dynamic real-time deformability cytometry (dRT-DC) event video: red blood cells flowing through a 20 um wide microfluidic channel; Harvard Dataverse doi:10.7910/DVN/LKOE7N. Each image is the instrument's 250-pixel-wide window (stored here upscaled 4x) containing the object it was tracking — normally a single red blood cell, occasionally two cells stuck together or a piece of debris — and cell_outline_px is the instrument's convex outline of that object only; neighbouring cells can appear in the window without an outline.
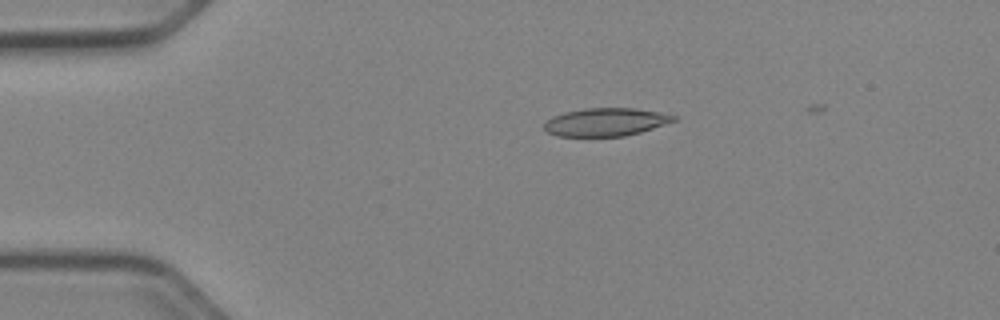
{"species": "Egyptian fruit bat (a non-hibernating species)", "species_latin": "Rousettus aegyptiacus", "temperature_condition": "cold", "stored_images_in_passage": 34, "camera_frame_rate_fps": 3000, "um_per_image_px": 0.085, "animal": {"sex": "female"}, "frame": {"image": 1, "passage_image": 2, "time_ms": 0.333, "image_size_px": [1000, 320], "cell_outline_px": [[676, 120], [640, 132], [624, 136], [556, 136], [548, 132], [544, 128], [544, 124], [552, 116], [564, 112], [584, 108], [632, 108], [660, 112], [676, 116]], "centroid_in_image_um": [51.46, 10.37], "position_along_channel_um": 33.5, "area_um2": 20.98}}
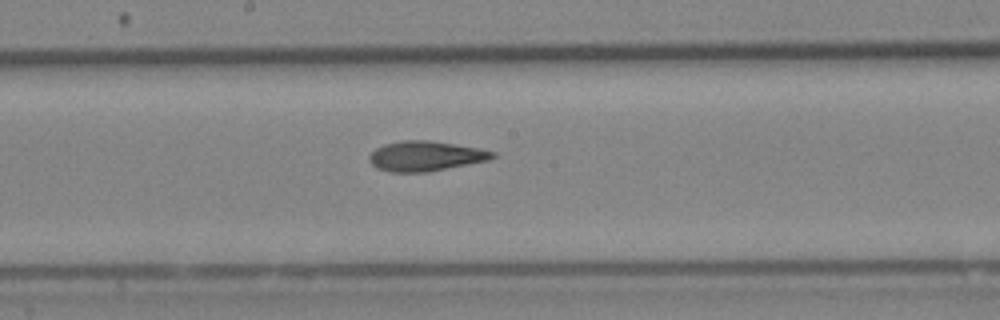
{"frame": {"image": 2, "passage_image": 19, "time_ms": 6.0, "image_size_px": [1000, 320], "cell_outline_px": [[496, 156], [488, 160], [424, 172], [392, 172], [376, 168], [368, 160], [368, 156], [376, 148], [384, 144], [404, 140], [428, 140], [476, 148], [496, 152]], "centroid_in_image_um": [36.11, 13.26], "position_along_channel_um": 212.1, "area_um2": 21.15}}
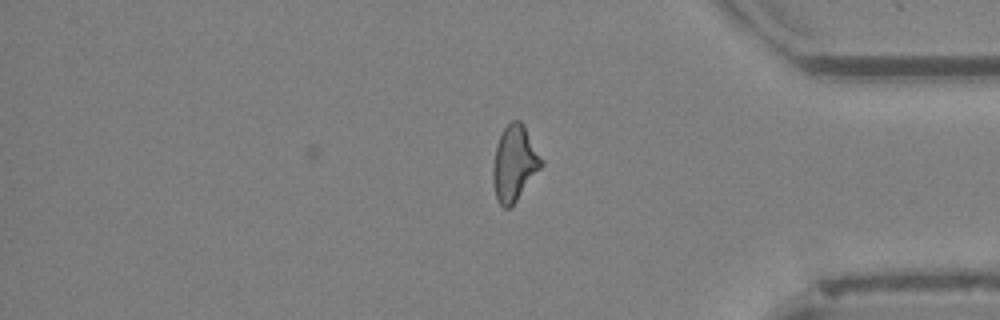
{"frame": {"image": 3, "passage_image": 34, "time_ms": 11.0, "image_size_px": [1000, 320], "cell_outline_px": [[544, 164], [516, 200], [508, 208], [504, 208], [496, 200], [492, 180], [492, 168], [496, 144], [504, 128], [512, 120], [520, 120], [524, 124], [544, 160]], "centroid_in_image_um": [43.73, 13.86], "position_along_channel_um": 391.5, "area_um2": 21.39}, "authors_computed_cell_mechanics": {"area_um2": 21.3571, "velocity_mm_per_s": 3.9782, "shape_relaxation_time_tau1_ms": 9.4773, "shape_relaxation_time_tau2_ms": 3.4509, "deformation_change_tau1": 0.2373, "deformation_change_tau2": 0.1344}}